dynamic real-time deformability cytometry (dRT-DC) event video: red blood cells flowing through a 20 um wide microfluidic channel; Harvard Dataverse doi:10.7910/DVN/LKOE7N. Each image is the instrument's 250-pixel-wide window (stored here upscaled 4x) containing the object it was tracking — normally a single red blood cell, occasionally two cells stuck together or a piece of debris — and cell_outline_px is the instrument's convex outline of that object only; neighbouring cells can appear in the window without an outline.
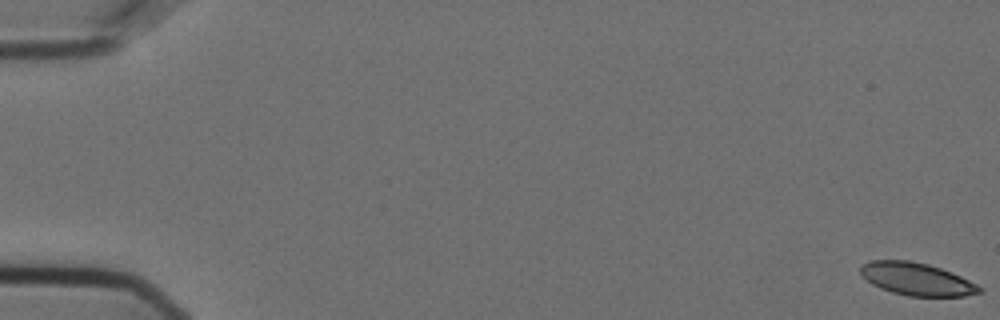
{"species": "Egyptian fruit bat (a non-hibernating species)", "species_latin": "Rousettus aegyptiacus", "temperature_condition": "cold", "stored_images_in_passage": 57, "camera_frame_rate_fps": 3000, "um_per_image_px": 0.085, "animal": {"sex": "female"}, "frame": {"image": 1, "passage_image": 1, "time_ms": 0.0, "image_size_px": [1000, 320], "cell_outline_px": [[984, 292], [964, 296], [908, 296], [892, 292], [880, 288], [872, 284], [860, 272], [860, 264], [872, 260], [908, 260], [928, 264], [952, 272], [984, 288]], "centroid_in_image_um": [77.93, 23.72], "position_along_channel_um": 7.1, "area_um2": 22.6}}
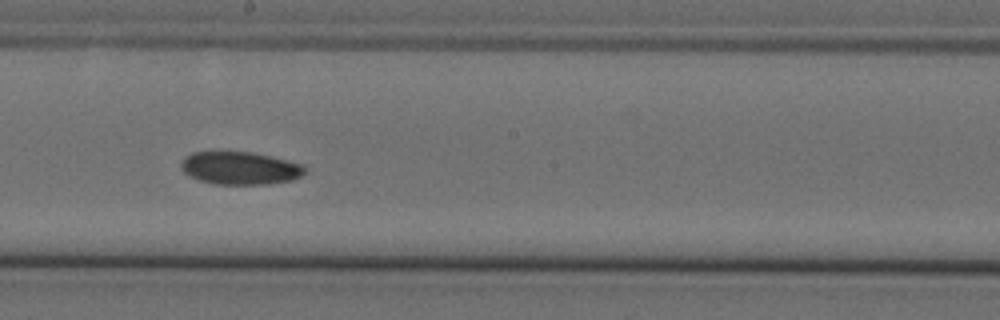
{"frame": {"image": 2, "passage_image": 33, "time_ms": 10.667, "image_size_px": [1000, 320], "cell_outline_px": [[304, 172], [300, 176], [292, 180], [268, 184], [212, 184], [188, 176], [180, 168], [180, 164], [184, 156], [192, 152], [252, 152], [304, 164]], "centroid_in_image_um": [20.36, 14.29], "position_along_channel_um": 227.8, "area_um2": 23.7}}
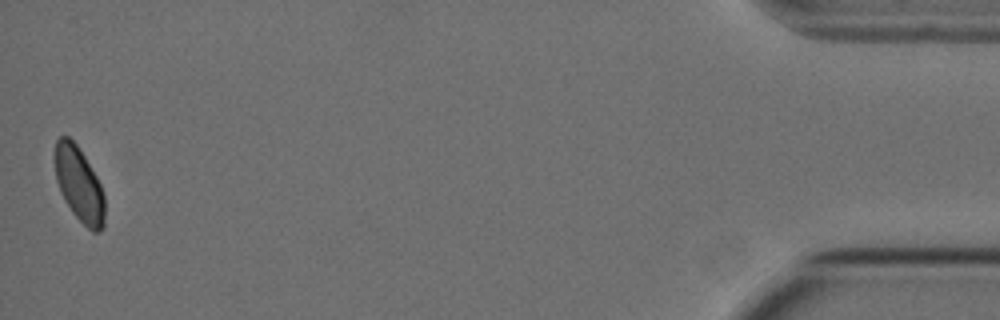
{"frame": {"image": 3, "passage_image": 57, "time_ms": 18.667, "image_size_px": [1000, 320], "cell_outline_px": [[104, 228], [100, 232], [92, 232], [72, 212], [64, 200], [60, 192], [56, 180], [52, 156], [56, 140], [60, 136], [68, 136], [76, 144], [84, 156], [96, 176], [104, 192]], "centroid_in_image_um": [6.69, 15.65], "position_along_channel_um": 428.5, "area_um2": 22.02}, "authors_computed_cell_mechanics": {"area_um2": 23.9292, "velocity_mm_per_s": 3.5868, "shape_relaxation_time_tau1_ms": null, "shape_relaxation_time_tau2_ms": 9.5491, "deformation_change_tau1": null, "deformation_change_tau2": 0.1087}}